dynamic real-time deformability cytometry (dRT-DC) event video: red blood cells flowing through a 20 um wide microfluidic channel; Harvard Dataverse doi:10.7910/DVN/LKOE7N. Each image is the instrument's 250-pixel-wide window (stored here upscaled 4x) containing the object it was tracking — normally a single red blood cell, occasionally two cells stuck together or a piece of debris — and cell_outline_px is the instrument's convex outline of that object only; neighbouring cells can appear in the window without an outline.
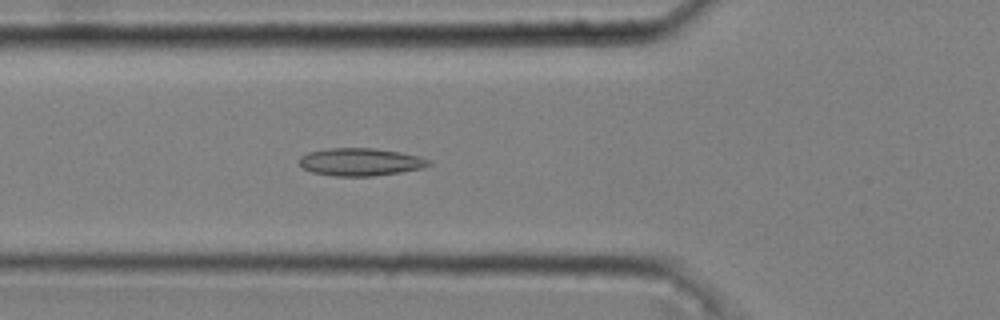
{"species": "common noctule bat (a hibernating species)", "species_latin": "Nyctalus noctula", "temperature_condition": "cold", "stored_images_in_passage": 51, "camera_frame_rate_fps": 3000, "um_per_image_px": 0.085, "animal": {"sex": "male", "body_mass_g": 20.4}, "frame": {"image": 1, "passage_image": 18, "time_ms": 5.667, "image_size_px": [1000, 320], "cell_outline_px": [[432, 164], [420, 168], [400, 172], [372, 176], [332, 176], [312, 172], [304, 168], [300, 164], [300, 156], [308, 152], [328, 148], [376, 148], [400, 152], [420, 156], [432, 160]], "centroid_in_image_um": [30.65, 13.76], "position_along_channel_um": 95.1, "area_um2": 20.92}}
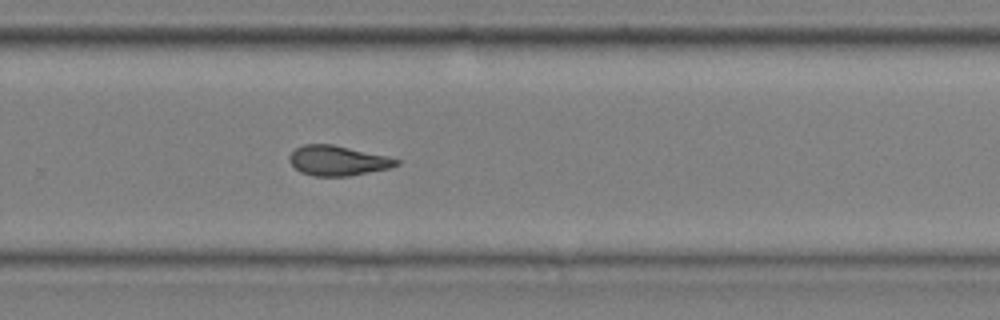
{"frame": {"image": 2, "passage_image": 35, "time_ms": 11.333, "image_size_px": [1000, 320], "cell_outline_px": [[400, 164], [392, 168], [348, 176], [312, 176], [300, 172], [288, 160], [288, 156], [296, 148], [304, 144], [332, 144], [384, 156], [400, 160]], "centroid_in_image_um": [28.69, 13.66], "position_along_channel_um": 301.1, "area_um2": 18.55}}
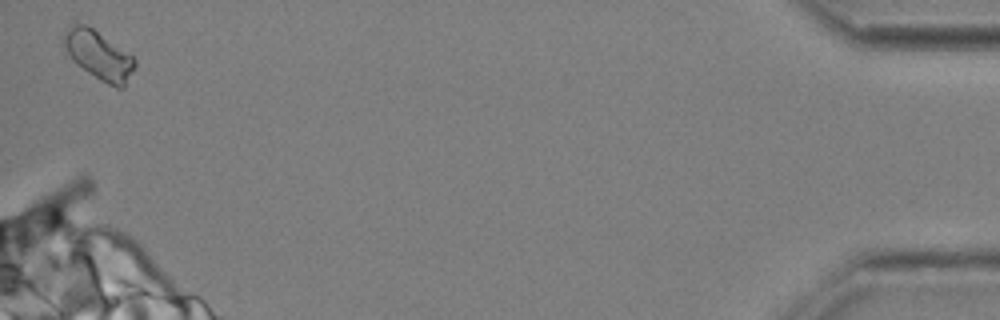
{"frame": {"image": 3, "passage_image": 51, "time_ms": 16.667, "image_size_px": [1000, 320], "cell_outline_px": [[136, 64], [124, 88], [116, 88], [100, 80], [76, 64], [72, 60], [60, 40], [68, 28], [76, 24], [84, 24], [92, 28], [132, 56], [136, 60]], "centroid_in_image_um": [8.37, 4.71], "position_along_channel_um": 426.8, "area_um2": 19.83}, "authors_computed_cell_mechanics": {"area_um2": 19.1318, "velocity_mm_per_s": 3.6345, "shape_relaxation_time_tau1_ms": null, "shape_relaxation_time_tau2_ms": 3.4207, "deformation_change_tau1": null, "deformation_change_tau2": 0.0952}}